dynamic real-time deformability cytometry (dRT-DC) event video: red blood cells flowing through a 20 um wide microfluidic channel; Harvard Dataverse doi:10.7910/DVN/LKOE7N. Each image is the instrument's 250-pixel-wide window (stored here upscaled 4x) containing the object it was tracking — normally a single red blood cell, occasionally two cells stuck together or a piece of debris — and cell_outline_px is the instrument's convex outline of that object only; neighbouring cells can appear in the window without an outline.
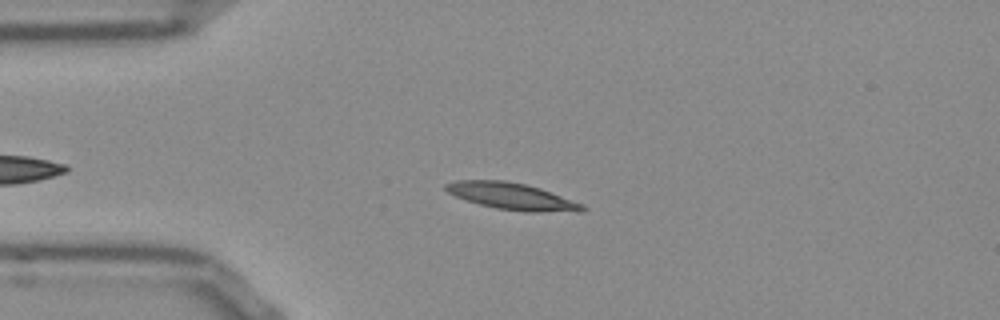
{"species": "Egyptian fruit bat (a non-hibernating species)", "species_latin": "Rousettus aegyptiacus", "temperature_condition": "room temperature", "stored_images_in_passage": 48, "camera_frame_rate_fps": 3000, "um_per_image_px": 0.085, "frame": {"image": 1, "passage_image": 12, "time_ms": 3.667, "image_size_px": [1000, 320], "cell_outline_px": [[588, 208], [580, 212], [524, 212], [496, 208], [480, 204], [456, 196], [448, 192], [444, 188], [444, 184], [456, 180], [504, 180], [524, 184], [540, 188], [584, 204]], "centroid_in_image_um": [43.56, 16.69], "position_along_channel_um": 41.4, "area_um2": 21.33}}
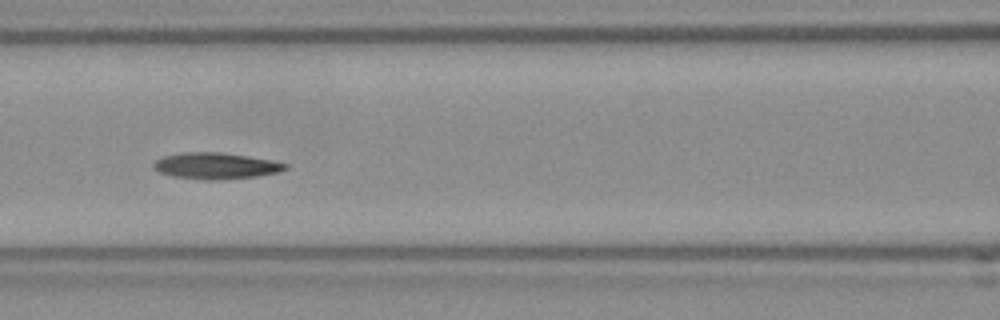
{"frame": {"image": 2, "passage_image": 22, "time_ms": 7.0, "image_size_px": [1000, 320], "cell_outline_px": [[288, 168], [280, 172], [256, 176], [220, 180], [204, 180], [172, 176], [160, 172], [152, 168], [152, 164], [156, 160], [164, 156], [180, 152], [220, 152], [248, 156], [272, 160], [288, 164]], "centroid_in_image_um": [18.34, 14.09], "position_along_channel_um": 148.3, "area_um2": 20.35}}
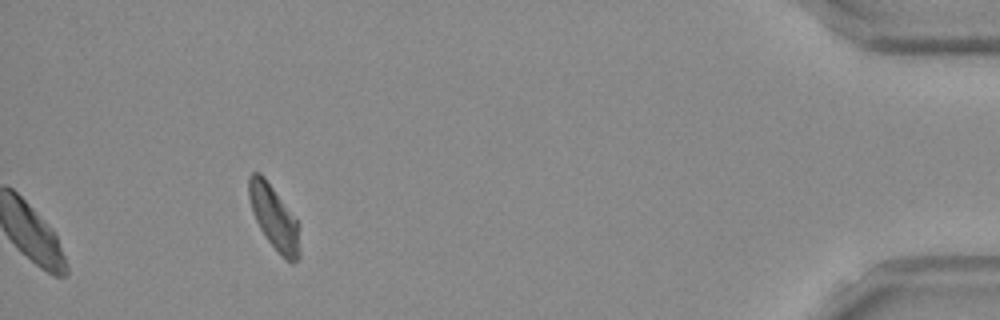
{"frame": {"image": 3, "passage_image": 48, "time_ms": 15.667, "image_size_px": [1000, 320], "cell_outline_px": [[300, 256], [292, 264], [268, 240], [260, 228], [252, 212], [248, 196], [248, 176], [252, 172], [260, 172], [264, 176], [296, 220], [300, 248]], "centroid_in_image_um": [23.25, 18.44], "position_along_channel_um": 411.9, "area_um2": 18.32}}